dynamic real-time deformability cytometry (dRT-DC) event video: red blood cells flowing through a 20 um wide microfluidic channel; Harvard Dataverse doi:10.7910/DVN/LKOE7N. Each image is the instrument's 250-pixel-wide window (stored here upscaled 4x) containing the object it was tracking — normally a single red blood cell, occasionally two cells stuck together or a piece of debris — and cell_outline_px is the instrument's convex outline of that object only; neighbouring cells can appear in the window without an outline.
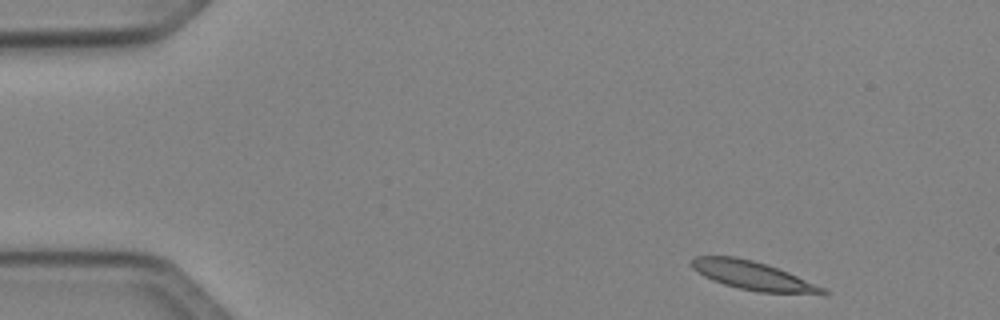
{"species": "Egyptian fruit bat (a non-hibernating species)", "species_latin": "Rousettus aegyptiacus", "temperature_condition": "cold", "stored_images_in_passage": 6, "camera_frame_rate_fps": 3000, "um_per_image_px": 0.085, "animal": {"sex": "female"}, "frame": {"image": 1, "passage_image": 1, "time_ms": 0.0, "image_size_px": [1000, 320], "cell_outline_px": [[832, 292], [828, 296], [824, 296], [760, 292], [740, 288], [724, 284], [712, 280], [704, 276], [692, 268], [688, 264], [696, 256], [736, 256], [768, 264], [788, 272], [824, 288]], "centroid_in_image_um": [64.09, 23.46], "position_along_channel_um": 20.9, "area_um2": 22.31}}
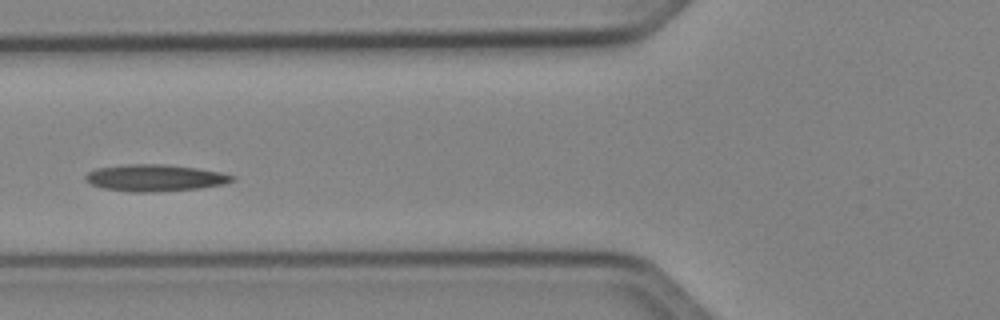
{"frame": {"image": 2, "passage_image": 5, "time_ms": 4.667, "image_size_px": [1000, 320], "cell_outline_px": [[236, 180], [224, 184], [200, 188], [152, 192], [132, 192], [104, 188], [92, 184], [84, 180], [84, 176], [88, 172], [96, 168], [128, 164], [164, 164], [196, 168], [220, 172], [236, 176]], "centroid_in_image_um": [13.18, 15.11], "position_along_channel_um": 112.6, "area_um2": 22.89}}
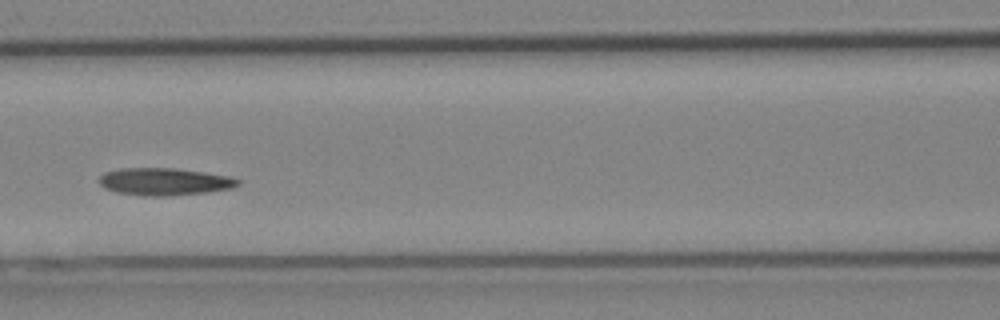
{"frame": {"image": 3, "passage_image": 6, "time_ms": 5.667, "image_size_px": [1000, 320], "cell_outline_px": [[240, 184], [232, 188], [204, 192], [164, 196], [144, 196], [116, 192], [104, 188], [96, 180], [104, 172], [120, 168], [176, 168], [204, 172], [228, 176], [240, 180]], "centroid_in_image_um": [13.92, 15.43], "position_along_channel_um": 152.7, "area_um2": 22.14}}